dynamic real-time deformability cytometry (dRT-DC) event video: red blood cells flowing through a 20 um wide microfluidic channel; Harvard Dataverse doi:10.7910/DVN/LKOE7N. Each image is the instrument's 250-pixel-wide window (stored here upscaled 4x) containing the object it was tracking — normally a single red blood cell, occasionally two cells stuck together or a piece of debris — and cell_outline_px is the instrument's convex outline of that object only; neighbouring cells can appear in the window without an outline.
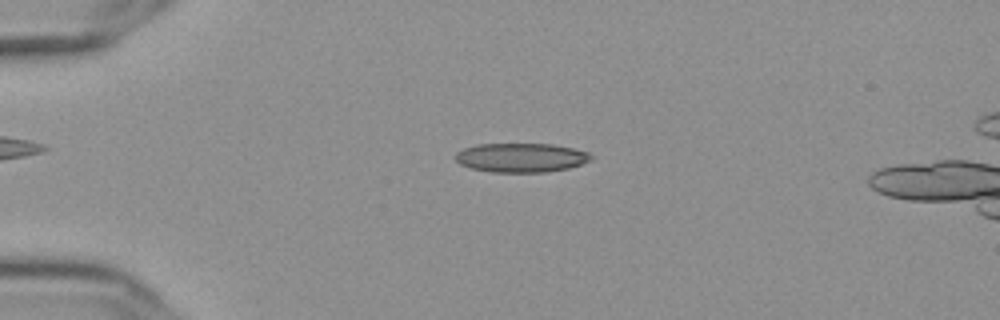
{"species": "Egyptian fruit bat (a non-hibernating species)", "species_latin": "Rousettus aegyptiacus", "temperature_condition": "cold", "stored_images_in_passage": 46, "camera_frame_rate_fps": 3000, "um_per_image_px": 0.085, "frame": {"image": 1, "passage_image": 4, "time_ms": 1.0, "image_size_px": [1000, 320], "cell_outline_px": [[596, 156], [592, 160], [568, 168], [548, 172], [492, 172], [472, 168], [460, 164], [456, 160], [456, 152], [464, 148], [476, 144], [552, 144], [572, 148], [588, 152]], "centroid_in_image_um": [44.32, 13.4], "position_along_channel_um": 40.7, "area_um2": 23.06}}
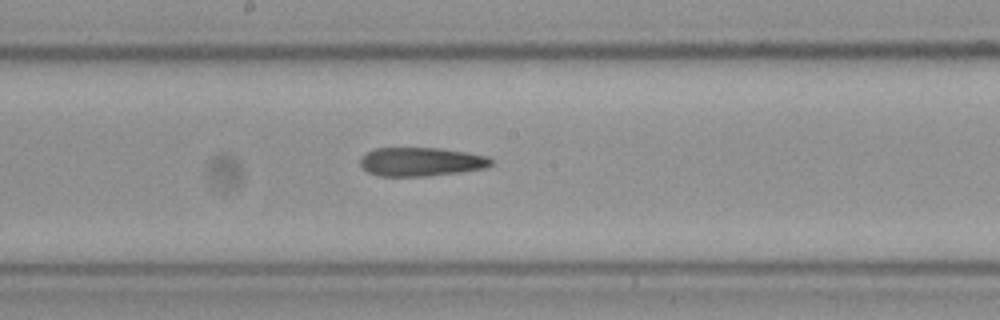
{"frame": {"image": 2, "passage_image": 21, "time_ms": 6.667, "image_size_px": [1000, 320], "cell_outline_px": [[492, 164], [484, 168], [460, 172], [428, 176], [380, 176], [368, 172], [360, 164], [360, 156], [376, 148], [440, 148], [488, 156], [492, 160]], "centroid_in_image_um": [35.77, 13.75], "position_along_channel_um": 212.4, "area_um2": 21.85}}
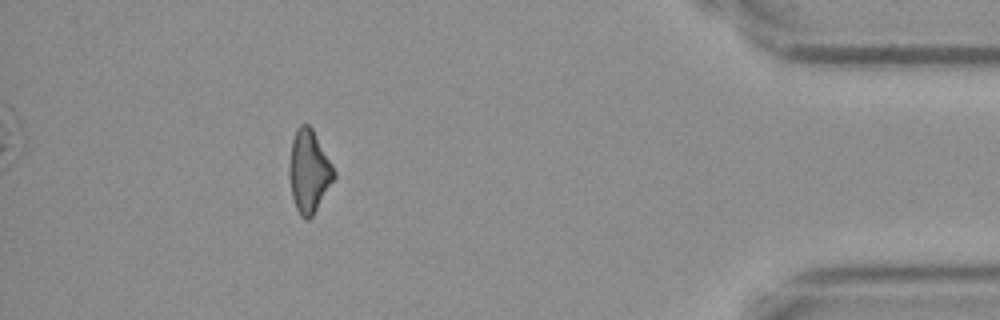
{"frame": {"image": 3, "passage_image": 41, "time_ms": 13.333, "image_size_px": [1000, 320], "cell_outline_px": [[336, 176], [312, 216], [308, 220], [304, 220], [300, 216], [296, 208], [292, 196], [288, 172], [292, 140], [296, 128], [300, 124], [308, 124], [312, 128], [332, 164], [336, 172]], "centroid_in_image_um": [26.25, 14.56], "position_along_channel_um": 409.0, "area_um2": 21.44}}